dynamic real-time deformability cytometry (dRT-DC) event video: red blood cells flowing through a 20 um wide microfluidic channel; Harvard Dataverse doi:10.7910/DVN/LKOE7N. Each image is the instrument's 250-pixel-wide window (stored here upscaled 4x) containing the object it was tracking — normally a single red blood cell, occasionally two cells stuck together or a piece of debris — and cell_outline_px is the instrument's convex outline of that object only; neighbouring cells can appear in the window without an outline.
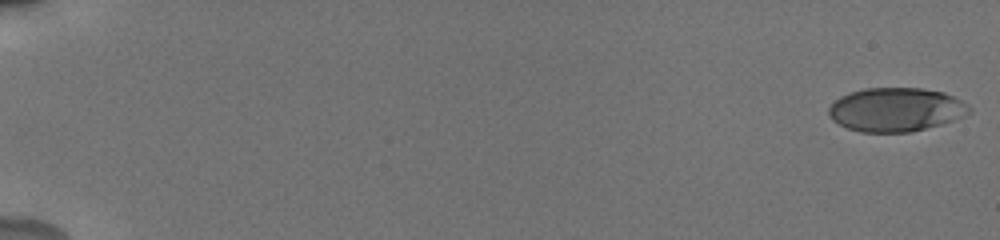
{"species": "human", "species_latin": "Homo sapiens", "temperature_condition": "cold", "stored_images_in_passage": 56, "camera_frame_rate_fps": 3000, "um_per_image_px": 0.085, "donor": {"sex": "male"}, "frame": {"image": 1, "passage_image": 1, "time_ms": 0.0, "image_size_px": [1000, 240], "cell_outline_px": [[972, 112], [964, 116], [940, 124], [912, 132], [860, 132], [848, 128], [832, 120], [828, 116], [828, 108], [840, 96], [864, 88], [920, 88], [944, 92], [960, 100], [972, 108]], "centroid_in_image_um": [76.14, 9.32], "position_along_channel_um": 8.9, "area_um2": 35.78}}
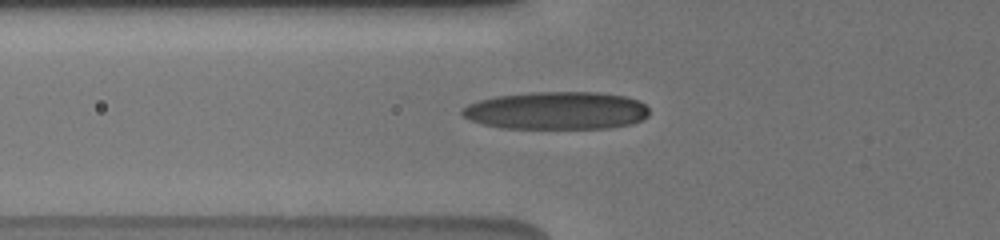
{"frame": {"image": 2, "passage_image": 22, "time_ms": 7.0, "image_size_px": [1000, 240], "cell_outline_px": [[648, 116], [632, 124], [608, 128], [504, 128], [480, 124], [464, 116], [460, 112], [460, 108], [468, 104], [480, 100], [496, 96], [532, 92], [600, 92], [624, 96], [640, 100], [648, 108]], "centroid_in_image_um": [47.31, 9.4], "position_along_channel_um": 78.5, "area_um2": 41.33}}
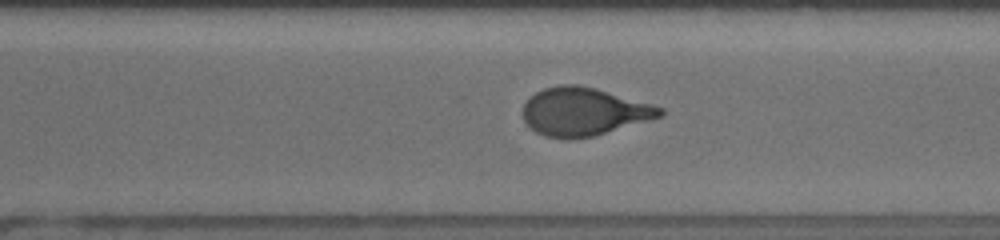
{"frame": {"image": 3, "passage_image": 41, "time_ms": 13.333, "image_size_px": [1000, 240], "cell_outline_px": [[664, 116], [592, 136], [568, 140], [544, 136], [536, 132], [524, 120], [524, 104], [536, 92], [544, 88], [560, 84], [576, 84], [596, 88], [664, 108]], "centroid_in_image_um": [49.62, 9.49], "position_along_channel_um": 321.0, "area_um2": 38.15}, "authors_computed_cell_mechanics": {"area_um2": 38.6104, "velocity_mm_per_s": 3.8344, "shape_relaxation_time_tau1_ms": 6.1988, "shape_relaxation_time_tau2_ms": 0.8734, "deformation_change_tau1": 0.2124, "deformation_change_tau2": 0.0702}}